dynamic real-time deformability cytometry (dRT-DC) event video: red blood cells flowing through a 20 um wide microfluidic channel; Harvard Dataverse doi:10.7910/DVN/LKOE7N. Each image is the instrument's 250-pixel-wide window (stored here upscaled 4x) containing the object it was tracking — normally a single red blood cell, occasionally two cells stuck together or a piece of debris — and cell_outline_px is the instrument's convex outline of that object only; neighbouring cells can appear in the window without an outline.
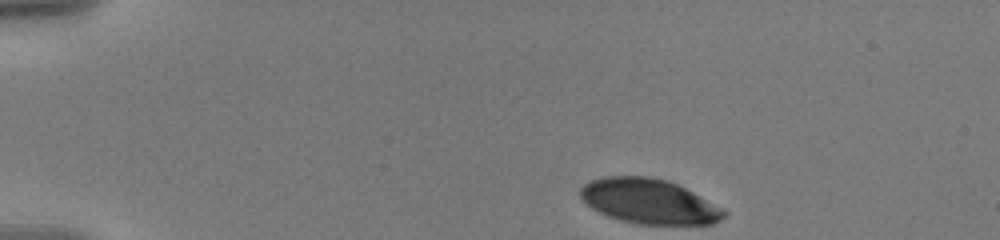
{"species": "human", "species_latin": "Homo sapiens", "temperature_condition": "warm", "stored_images_in_passage": 44, "camera_frame_rate_fps": 3000, "um_per_image_px": 0.085, "donor": {"sex": "male"}, "frame": {"image": 1, "passage_image": 1, "time_ms": 0.0, "image_size_px": [1000, 240], "cell_outline_px": [[728, 212], [720, 220], [712, 224], [636, 224], [620, 220], [608, 216], [592, 208], [580, 196], [580, 188], [584, 184], [592, 180], [604, 176], [648, 176], [668, 180], [692, 192]], "centroid_in_image_um": [55.14, 17.11], "position_along_channel_um": 29.9, "area_um2": 37.11}}
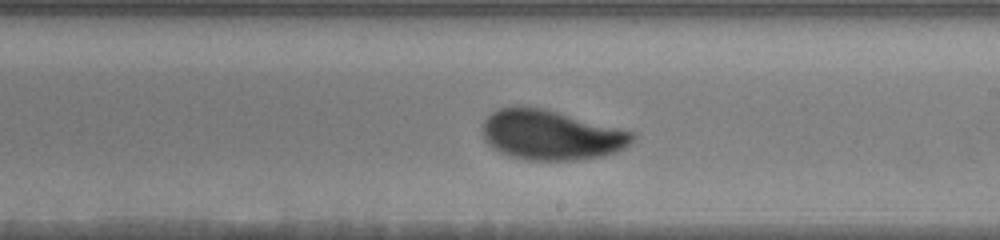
{"frame": {"image": 2, "passage_image": 26, "time_ms": 8.333, "image_size_px": [1000, 240], "cell_outline_px": [[636, 136], [624, 148], [616, 152], [600, 156], [576, 160], [524, 160], [500, 152], [492, 148], [484, 140], [484, 120], [492, 112], [500, 108], [516, 104], [520, 104], [544, 108], [632, 132]], "centroid_in_image_um": [46.78, 11.46], "position_along_channel_um": 242.2, "area_um2": 43.47}}
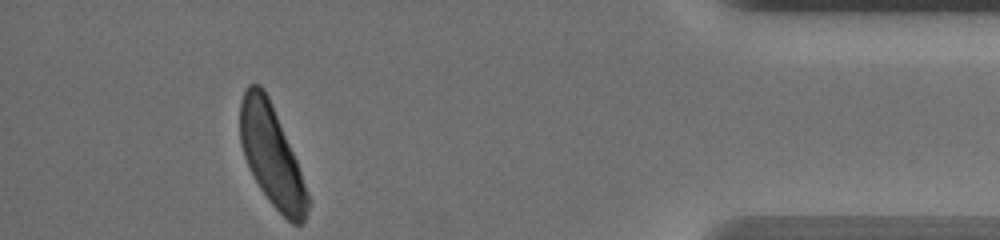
{"frame": {"image": 3, "passage_image": 44, "time_ms": 14.333, "image_size_px": [1000, 240], "cell_outline_px": [[308, 208], [304, 220], [300, 224], [292, 224], [272, 204], [260, 188], [244, 156], [240, 144], [240, 100], [244, 88], [248, 84], [260, 84], [264, 88], [268, 96], [296, 160], [308, 196]], "centroid_in_image_um": [23.05, 13.17], "position_along_channel_um": 412.2, "area_um2": 38.73}, "authors_computed_cell_mechanics": {"area_um2": 42.0206, "velocity_mm_per_s": 3.5508, "shape_relaxation_time_tau1_ms": 3.2612, "shape_relaxation_time_tau2_ms": 1.3526, "deformation_change_tau1": 0.1343, "deformation_change_tau2": 0.0673}}